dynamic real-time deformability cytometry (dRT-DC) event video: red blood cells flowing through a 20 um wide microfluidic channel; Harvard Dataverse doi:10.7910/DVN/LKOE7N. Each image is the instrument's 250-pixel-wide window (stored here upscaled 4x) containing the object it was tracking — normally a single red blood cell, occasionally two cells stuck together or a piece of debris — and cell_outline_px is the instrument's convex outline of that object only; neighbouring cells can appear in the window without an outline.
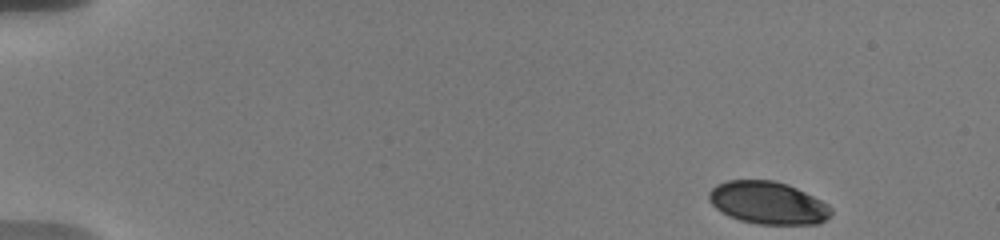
{"species": "human", "species_latin": "Homo sapiens", "temperature_condition": "warm", "stored_images_in_passage": 21, "camera_frame_rate_fps": 3000, "um_per_image_px": 0.085, "donor": {"sex": "male"}, "frame": {"image": 1, "passage_image": 1, "time_ms": 0.0, "image_size_px": [1000, 240], "cell_outline_px": [[832, 216], [820, 224], [760, 224], [740, 220], [728, 216], [716, 208], [708, 200], [708, 192], [716, 184], [728, 180], [772, 180], [788, 184], [828, 204], [832, 208]], "centroid_in_image_um": [65.28, 17.24], "position_along_channel_um": 19.7, "area_um2": 30.4}}
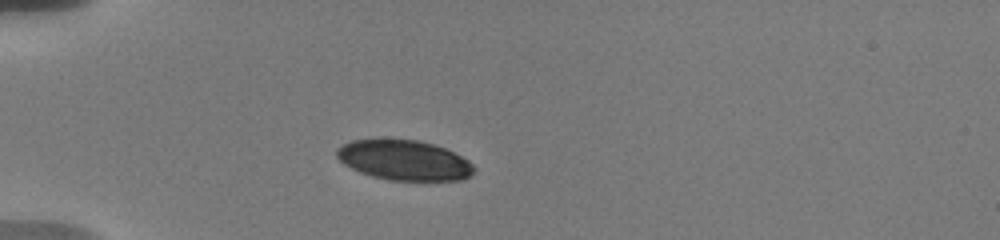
{"frame": {"image": 2, "passage_image": 18, "time_ms": 3.667, "image_size_px": [1000, 240], "cell_outline_px": [[476, 168], [472, 176], [460, 180], [388, 180], [372, 176], [360, 172], [344, 164], [336, 156], [336, 148], [352, 140], [416, 140], [432, 144], [444, 148], [468, 160]], "centroid_in_image_um": [34.36, 13.63], "position_along_channel_um": 50.6, "area_um2": 31.73}}